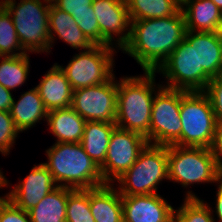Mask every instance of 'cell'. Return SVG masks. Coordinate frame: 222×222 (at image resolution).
<instances>
[{
  "label": "cell",
  "mask_w": 222,
  "mask_h": 222,
  "mask_svg": "<svg viewBox=\"0 0 222 222\" xmlns=\"http://www.w3.org/2000/svg\"><path fill=\"white\" fill-rule=\"evenodd\" d=\"M185 16L180 9L165 18L131 20V36L122 48L144 72H156L185 39Z\"/></svg>",
  "instance_id": "cell-1"
},
{
  "label": "cell",
  "mask_w": 222,
  "mask_h": 222,
  "mask_svg": "<svg viewBox=\"0 0 222 222\" xmlns=\"http://www.w3.org/2000/svg\"><path fill=\"white\" fill-rule=\"evenodd\" d=\"M155 73L145 71V76L121 78L117 91L116 126L141 134L148 144Z\"/></svg>",
  "instance_id": "cell-2"
},
{
  "label": "cell",
  "mask_w": 222,
  "mask_h": 222,
  "mask_svg": "<svg viewBox=\"0 0 222 222\" xmlns=\"http://www.w3.org/2000/svg\"><path fill=\"white\" fill-rule=\"evenodd\" d=\"M46 153L48 162L43 164L57 186L93 189L105 185L100 167L85 153L80 142H56Z\"/></svg>",
  "instance_id": "cell-3"
},
{
  "label": "cell",
  "mask_w": 222,
  "mask_h": 222,
  "mask_svg": "<svg viewBox=\"0 0 222 222\" xmlns=\"http://www.w3.org/2000/svg\"><path fill=\"white\" fill-rule=\"evenodd\" d=\"M45 2V5L44 3ZM1 0L0 3L13 17V23L23 50L50 52L48 0ZM43 3V4H42ZM47 3V4H46Z\"/></svg>",
  "instance_id": "cell-4"
},
{
  "label": "cell",
  "mask_w": 222,
  "mask_h": 222,
  "mask_svg": "<svg viewBox=\"0 0 222 222\" xmlns=\"http://www.w3.org/2000/svg\"><path fill=\"white\" fill-rule=\"evenodd\" d=\"M180 119L181 137L173 145L211 148L217 121L204 91L186 92L181 97Z\"/></svg>",
  "instance_id": "cell-5"
},
{
  "label": "cell",
  "mask_w": 222,
  "mask_h": 222,
  "mask_svg": "<svg viewBox=\"0 0 222 222\" xmlns=\"http://www.w3.org/2000/svg\"><path fill=\"white\" fill-rule=\"evenodd\" d=\"M162 179H168V146L147 144L135 163L120 178L121 196L157 194Z\"/></svg>",
  "instance_id": "cell-6"
},
{
  "label": "cell",
  "mask_w": 222,
  "mask_h": 222,
  "mask_svg": "<svg viewBox=\"0 0 222 222\" xmlns=\"http://www.w3.org/2000/svg\"><path fill=\"white\" fill-rule=\"evenodd\" d=\"M222 175L210 148L168 146V179L183 187L194 183L217 182Z\"/></svg>",
  "instance_id": "cell-7"
},
{
  "label": "cell",
  "mask_w": 222,
  "mask_h": 222,
  "mask_svg": "<svg viewBox=\"0 0 222 222\" xmlns=\"http://www.w3.org/2000/svg\"><path fill=\"white\" fill-rule=\"evenodd\" d=\"M158 86L152 103L149 144L169 146L181 137L180 103L187 91Z\"/></svg>",
  "instance_id": "cell-8"
},
{
  "label": "cell",
  "mask_w": 222,
  "mask_h": 222,
  "mask_svg": "<svg viewBox=\"0 0 222 222\" xmlns=\"http://www.w3.org/2000/svg\"><path fill=\"white\" fill-rule=\"evenodd\" d=\"M113 51L115 49L111 46L93 45L75 54L65 68L60 66L73 90L108 81L114 75Z\"/></svg>",
  "instance_id": "cell-9"
},
{
  "label": "cell",
  "mask_w": 222,
  "mask_h": 222,
  "mask_svg": "<svg viewBox=\"0 0 222 222\" xmlns=\"http://www.w3.org/2000/svg\"><path fill=\"white\" fill-rule=\"evenodd\" d=\"M108 81L73 91L71 107L86 121L115 123L118 82Z\"/></svg>",
  "instance_id": "cell-10"
},
{
  "label": "cell",
  "mask_w": 222,
  "mask_h": 222,
  "mask_svg": "<svg viewBox=\"0 0 222 222\" xmlns=\"http://www.w3.org/2000/svg\"><path fill=\"white\" fill-rule=\"evenodd\" d=\"M147 144L141 134L116 127L111 134L106 159L100 166L104 183H113V179L117 180L130 169Z\"/></svg>",
  "instance_id": "cell-11"
},
{
  "label": "cell",
  "mask_w": 222,
  "mask_h": 222,
  "mask_svg": "<svg viewBox=\"0 0 222 222\" xmlns=\"http://www.w3.org/2000/svg\"><path fill=\"white\" fill-rule=\"evenodd\" d=\"M168 80L164 87L183 91H199V67L196 43L184 39L157 70Z\"/></svg>",
  "instance_id": "cell-12"
},
{
  "label": "cell",
  "mask_w": 222,
  "mask_h": 222,
  "mask_svg": "<svg viewBox=\"0 0 222 222\" xmlns=\"http://www.w3.org/2000/svg\"><path fill=\"white\" fill-rule=\"evenodd\" d=\"M92 7L99 24L100 38L113 47V36L121 35L116 43L122 50L131 36V19L126 0H93Z\"/></svg>",
  "instance_id": "cell-13"
},
{
  "label": "cell",
  "mask_w": 222,
  "mask_h": 222,
  "mask_svg": "<svg viewBox=\"0 0 222 222\" xmlns=\"http://www.w3.org/2000/svg\"><path fill=\"white\" fill-rule=\"evenodd\" d=\"M185 39L189 43H196L199 91H205L209 81L222 74V39L220 33L186 31Z\"/></svg>",
  "instance_id": "cell-14"
},
{
  "label": "cell",
  "mask_w": 222,
  "mask_h": 222,
  "mask_svg": "<svg viewBox=\"0 0 222 222\" xmlns=\"http://www.w3.org/2000/svg\"><path fill=\"white\" fill-rule=\"evenodd\" d=\"M56 187L52 174L41 163L34 166L30 174L14 186L5 197L20 209L28 212Z\"/></svg>",
  "instance_id": "cell-15"
},
{
  "label": "cell",
  "mask_w": 222,
  "mask_h": 222,
  "mask_svg": "<svg viewBox=\"0 0 222 222\" xmlns=\"http://www.w3.org/2000/svg\"><path fill=\"white\" fill-rule=\"evenodd\" d=\"M123 222H174V209L157 194L122 196Z\"/></svg>",
  "instance_id": "cell-16"
},
{
  "label": "cell",
  "mask_w": 222,
  "mask_h": 222,
  "mask_svg": "<svg viewBox=\"0 0 222 222\" xmlns=\"http://www.w3.org/2000/svg\"><path fill=\"white\" fill-rule=\"evenodd\" d=\"M36 86L47 111L71 107L73 88L60 65L54 64Z\"/></svg>",
  "instance_id": "cell-17"
},
{
  "label": "cell",
  "mask_w": 222,
  "mask_h": 222,
  "mask_svg": "<svg viewBox=\"0 0 222 222\" xmlns=\"http://www.w3.org/2000/svg\"><path fill=\"white\" fill-rule=\"evenodd\" d=\"M181 9L187 31L219 32L222 12L211 0H185Z\"/></svg>",
  "instance_id": "cell-18"
},
{
  "label": "cell",
  "mask_w": 222,
  "mask_h": 222,
  "mask_svg": "<svg viewBox=\"0 0 222 222\" xmlns=\"http://www.w3.org/2000/svg\"><path fill=\"white\" fill-rule=\"evenodd\" d=\"M112 185L89 189V206L95 222H123L122 196Z\"/></svg>",
  "instance_id": "cell-19"
},
{
  "label": "cell",
  "mask_w": 222,
  "mask_h": 222,
  "mask_svg": "<svg viewBox=\"0 0 222 222\" xmlns=\"http://www.w3.org/2000/svg\"><path fill=\"white\" fill-rule=\"evenodd\" d=\"M58 35L59 39L68 43L72 48H82L84 51L90 49L93 44L84 35L74 21L72 15L62 11L51 3L49 9V34L50 48L56 39L53 35Z\"/></svg>",
  "instance_id": "cell-20"
},
{
  "label": "cell",
  "mask_w": 222,
  "mask_h": 222,
  "mask_svg": "<svg viewBox=\"0 0 222 222\" xmlns=\"http://www.w3.org/2000/svg\"><path fill=\"white\" fill-rule=\"evenodd\" d=\"M46 121L57 143L81 142L86 120L72 107L48 111Z\"/></svg>",
  "instance_id": "cell-21"
},
{
  "label": "cell",
  "mask_w": 222,
  "mask_h": 222,
  "mask_svg": "<svg viewBox=\"0 0 222 222\" xmlns=\"http://www.w3.org/2000/svg\"><path fill=\"white\" fill-rule=\"evenodd\" d=\"M14 100L10 108V115L19 132L28 130L39 120L47 118L48 111L45 109L36 87L22 94L18 101Z\"/></svg>",
  "instance_id": "cell-22"
},
{
  "label": "cell",
  "mask_w": 222,
  "mask_h": 222,
  "mask_svg": "<svg viewBox=\"0 0 222 222\" xmlns=\"http://www.w3.org/2000/svg\"><path fill=\"white\" fill-rule=\"evenodd\" d=\"M115 123L86 121L81 145L85 153L100 167L105 159Z\"/></svg>",
  "instance_id": "cell-23"
},
{
  "label": "cell",
  "mask_w": 222,
  "mask_h": 222,
  "mask_svg": "<svg viewBox=\"0 0 222 222\" xmlns=\"http://www.w3.org/2000/svg\"><path fill=\"white\" fill-rule=\"evenodd\" d=\"M73 188L57 186L28 211L31 222H66L68 194Z\"/></svg>",
  "instance_id": "cell-24"
},
{
  "label": "cell",
  "mask_w": 222,
  "mask_h": 222,
  "mask_svg": "<svg viewBox=\"0 0 222 222\" xmlns=\"http://www.w3.org/2000/svg\"><path fill=\"white\" fill-rule=\"evenodd\" d=\"M126 4L131 20L165 18L181 9L175 0H126Z\"/></svg>",
  "instance_id": "cell-25"
},
{
  "label": "cell",
  "mask_w": 222,
  "mask_h": 222,
  "mask_svg": "<svg viewBox=\"0 0 222 222\" xmlns=\"http://www.w3.org/2000/svg\"><path fill=\"white\" fill-rule=\"evenodd\" d=\"M29 66L27 53L19 56H3L0 62V84L9 91L22 86L27 79Z\"/></svg>",
  "instance_id": "cell-26"
},
{
  "label": "cell",
  "mask_w": 222,
  "mask_h": 222,
  "mask_svg": "<svg viewBox=\"0 0 222 222\" xmlns=\"http://www.w3.org/2000/svg\"><path fill=\"white\" fill-rule=\"evenodd\" d=\"M211 208L199 199L192 191H188L184 204L174 210V222H215Z\"/></svg>",
  "instance_id": "cell-27"
},
{
  "label": "cell",
  "mask_w": 222,
  "mask_h": 222,
  "mask_svg": "<svg viewBox=\"0 0 222 222\" xmlns=\"http://www.w3.org/2000/svg\"><path fill=\"white\" fill-rule=\"evenodd\" d=\"M19 52H13L18 51ZM22 52H21V51ZM26 54L19 41L13 19L8 10L0 3V58Z\"/></svg>",
  "instance_id": "cell-28"
},
{
  "label": "cell",
  "mask_w": 222,
  "mask_h": 222,
  "mask_svg": "<svg viewBox=\"0 0 222 222\" xmlns=\"http://www.w3.org/2000/svg\"><path fill=\"white\" fill-rule=\"evenodd\" d=\"M66 222H95L89 206V189H73L68 194Z\"/></svg>",
  "instance_id": "cell-29"
},
{
  "label": "cell",
  "mask_w": 222,
  "mask_h": 222,
  "mask_svg": "<svg viewBox=\"0 0 222 222\" xmlns=\"http://www.w3.org/2000/svg\"><path fill=\"white\" fill-rule=\"evenodd\" d=\"M74 21L93 45L108 46L100 38L99 24L95 12H82L72 15Z\"/></svg>",
  "instance_id": "cell-30"
},
{
  "label": "cell",
  "mask_w": 222,
  "mask_h": 222,
  "mask_svg": "<svg viewBox=\"0 0 222 222\" xmlns=\"http://www.w3.org/2000/svg\"><path fill=\"white\" fill-rule=\"evenodd\" d=\"M18 133L10 112L0 111V152L4 156L10 152Z\"/></svg>",
  "instance_id": "cell-31"
},
{
  "label": "cell",
  "mask_w": 222,
  "mask_h": 222,
  "mask_svg": "<svg viewBox=\"0 0 222 222\" xmlns=\"http://www.w3.org/2000/svg\"><path fill=\"white\" fill-rule=\"evenodd\" d=\"M0 222H31L28 212L14 205L8 198L0 197Z\"/></svg>",
  "instance_id": "cell-32"
},
{
  "label": "cell",
  "mask_w": 222,
  "mask_h": 222,
  "mask_svg": "<svg viewBox=\"0 0 222 222\" xmlns=\"http://www.w3.org/2000/svg\"><path fill=\"white\" fill-rule=\"evenodd\" d=\"M204 92L211 101L217 123H222V74L212 78Z\"/></svg>",
  "instance_id": "cell-33"
},
{
  "label": "cell",
  "mask_w": 222,
  "mask_h": 222,
  "mask_svg": "<svg viewBox=\"0 0 222 222\" xmlns=\"http://www.w3.org/2000/svg\"><path fill=\"white\" fill-rule=\"evenodd\" d=\"M92 3L93 0H57L54 5L62 11L73 15L75 13L94 12Z\"/></svg>",
  "instance_id": "cell-34"
},
{
  "label": "cell",
  "mask_w": 222,
  "mask_h": 222,
  "mask_svg": "<svg viewBox=\"0 0 222 222\" xmlns=\"http://www.w3.org/2000/svg\"><path fill=\"white\" fill-rule=\"evenodd\" d=\"M212 154L216 157L217 163L222 170V123H217L215 136L211 146Z\"/></svg>",
  "instance_id": "cell-35"
},
{
  "label": "cell",
  "mask_w": 222,
  "mask_h": 222,
  "mask_svg": "<svg viewBox=\"0 0 222 222\" xmlns=\"http://www.w3.org/2000/svg\"><path fill=\"white\" fill-rule=\"evenodd\" d=\"M12 97V93L0 84V111L10 112Z\"/></svg>",
  "instance_id": "cell-36"
},
{
  "label": "cell",
  "mask_w": 222,
  "mask_h": 222,
  "mask_svg": "<svg viewBox=\"0 0 222 222\" xmlns=\"http://www.w3.org/2000/svg\"><path fill=\"white\" fill-rule=\"evenodd\" d=\"M219 182V183H218ZM218 191L216 196V214L219 221L222 222V175L217 179Z\"/></svg>",
  "instance_id": "cell-37"
},
{
  "label": "cell",
  "mask_w": 222,
  "mask_h": 222,
  "mask_svg": "<svg viewBox=\"0 0 222 222\" xmlns=\"http://www.w3.org/2000/svg\"><path fill=\"white\" fill-rule=\"evenodd\" d=\"M222 12V0H211Z\"/></svg>",
  "instance_id": "cell-38"
},
{
  "label": "cell",
  "mask_w": 222,
  "mask_h": 222,
  "mask_svg": "<svg viewBox=\"0 0 222 222\" xmlns=\"http://www.w3.org/2000/svg\"><path fill=\"white\" fill-rule=\"evenodd\" d=\"M175 1H176L180 6H182L185 0H175Z\"/></svg>",
  "instance_id": "cell-39"
},
{
  "label": "cell",
  "mask_w": 222,
  "mask_h": 222,
  "mask_svg": "<svg viewBox=\"0 0 222 222\" xmlns=\"http://www.w3.org/2000/svg\"><path fill=\"white\" fill-rule=\"evenodd\" d=\"M219 33H220V36H221V39H222V26L219 29Z\"/></svg>",
  "instance_id": "cell-40"
},
{
  "label": "cell",
  "mask_w": 222,
  "mask_h": 222,
  "mask_svg": "<svg viewBox=\"0 0 222 222\" xmlns=\"http://www.w3.org/2000/svg\"><path fill=\"white\" fill-rule=\"evenodd\" d=\"M50 3L54 4L57 0H48Z\"/></svg>",
  "instance_id": "cell-41"
}]
</instances>
